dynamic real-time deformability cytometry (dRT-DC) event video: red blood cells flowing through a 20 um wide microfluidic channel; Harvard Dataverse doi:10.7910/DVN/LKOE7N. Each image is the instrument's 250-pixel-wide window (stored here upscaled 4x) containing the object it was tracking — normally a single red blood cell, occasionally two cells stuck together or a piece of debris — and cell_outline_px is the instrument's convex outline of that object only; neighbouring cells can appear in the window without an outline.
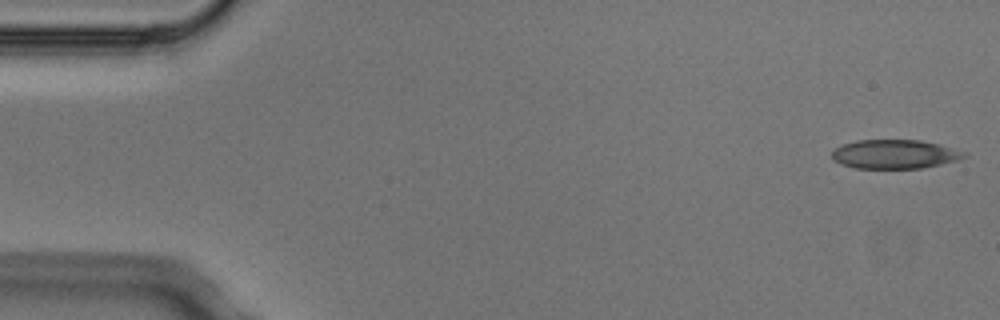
{"species": "Egyptian fruit bat (a non-hibernating species)", "species_latin": "Rousettus aegyptiacus", "temperature_condition": "cold", "stored_images_in_passage": 2, "camera_frame_rate_fps": 3000, "um_per_image_px": 0.085, "animal": {"sex": "male"}, "frame": {"image": 1, "passage_image": 1, "time_ms": 0.0, "image_size_px": [1000, 320], "cell_outline_px": [[968, 156], [956, 160], [940, 164], [920, 168], [856, 168], [840, 164], [832, 160], [832, 152], [836, 148], [844, 144], [856, 140], [920, 140], [940, 144], [968, 152]], "centroid_in_image_um": [76.07, 13.1], "position_along_channel_um": 8.9, "area_um2": 22.37}}
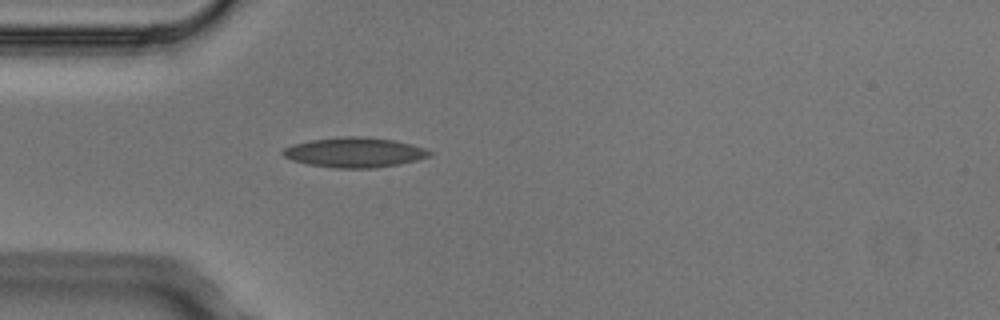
{"frame": {"image": 2, "passage_image": 2, "time_ms": 0.333, "image_size_px": [1000, 320], "cell_outline_px": [[432, 156], [400, 164], [372, 168], [336, 168], [308, 164], [292, 160], [284, 156], [280, 152], [284, 148], [292, 144], [312, 140], [344, 136], [364, 136], [392, 140], [412, 144], [424, 148], [432, 152]], "centroid_in_image_um": [30.14, 12.95], "position_along_channel_um": 54.9, "area_um2": 25.55}}